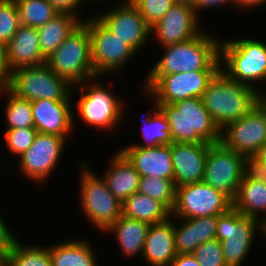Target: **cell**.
Returning a JSON list of instances; mask_svg holds the SVG:
<instances>
[{"mask_svg":"<svg viewBox=\"0 0 266 266\" xmlns=\"http://www.w3.org/2000/svg\"><path fill=\"white\" fill-rule=\"evenodd\" d=\"M203 32L188 41L163 47L165 53L148 75L220 71V41Z\"/></svg>","mask_w":266,"mask_h":266,"instance_id":"cell-1","label":"cell"},{"mask_svg":"<svg viewBox=\"0 0 266 266\" xmlns=\"http://www.w3.org/2000/svg\"><path fill=\"white\" fill-rule=\"evenodd\" d=\"M201 100L222 130L230 122L243 118L258 103V91L231 80L220 70L202 93Z\"/></svg>","mask_w":266,"mask_h":266,"instance_id":"cell-2","label":"cell"},{"mask_svg":"<svg viewBox=\"0 0 266 266\" xmlns=\"http://www.w3.org/2000/svg\"><path fill=\"white\" fill-rule=\"evenodd\" d=\"M170 125L173 142L216 144L221 130L204 107L201 98L179 100L173 104H159Z\"/></svg>","mask_w":266,"mask_h":266,"instance_id":"cell-3","label":"cell"},{"mask_svg":"<svg viewBox=\"0 0 266 266\" xmlns=\"http://www.w3.org/2000/svg\"><path fill=\"white\" fill-rule=\"evenodd\" d=\"M220 64L228 78L259 91L253 82L266 81V43L254 39L221 40Z\"/></svg>","mask_w":266,"mask_h":266,"instance_id":"cell-4","label":"cell"},{"mask_svg":"<svg viewBox=\"0 0 266 266\" xmlns=\"http://www.w3.org/2000/svg\"><path fill=\"white\" fill-rule=\"evenodd\" d=\"M46 64L74 87L96 77L87 26L82 23L74 30L46 59Z\"/></svg>","mask_w":266,"mask_h":266,"instance_id":"cell-5","label":"cell"},{"mask_svg":"<svg viewBox=\"0 0 266 266\" xmlns=\"http://www.w3.org/2000/svg\"><path fill=\"white\" fill-rule=\"evenodd\" d=\"M14 94L28 101L39 99L72 100L74 90L46 64L22 67L2 81Z\"/></svg>","mask_w":266,"mask_h":266,"instance_id":"cell-6","label":"cell"},{"mask_svg":"<svg viewBox=\"0 0 266 266\" xmlns=\"http://www.w3.org/2000/svg\"><path fill=\"white\" fill-rule=\"evenodd\" d=\"M80 204L86 218L101 232H105L122 216V202L116 198L102 177L94 174L81 162Z\"/></svg>","mask_w":266,"mask_h":266,"instance_id":"cell-7","label":"cell"},{"mask_svg":"<svg viewBox=\"0 0 266 266\" xmlns=\"http://www.w3.org/2000/svg\"><path fill=\"white\" fill-rule=\"evenodd\" d=\"M257 230L261 233L263 230L259 219L246 217L233 207L225 214L218 215L215 239L221 242L227 266H242Z\"/></svg>","mask_w":266,"mask_h":266,"instance_id":"cell-8","label":"cell"},{"mask_svg":"<svg viewBox=\"0 0 266 266\" xmlns=\"http://www.w3.org/2000/svg\"><path fill=\"white\" fill-rule=\"evenodd\" d=\"M95 80L98 79L96 77L89 79L88 86L87 81L78 84L77 87L82 90V96L76 105L78 114L84 124L110 130L117 127L118 122L120 123L125 104L122 102L123 99L120 100V97L118 98L111 93V90Z\"/></svg>","mask_w":266,"mask_h":266,"instance_id":"cell-9","label":"cell"},{"mask_svg":"<svg viewBox=\"0 0 266 266\" xmlns=\"http://www.w3.org/2000/svg\"><path fill=\"white\" fill-rule=\"evenodd\" d=\"M83 23L89 31L91 61L97 78L108 72L120 71L134 56L136 51L115 36L96 16Z\"/></svg>","mask_w":266,"mask_h":266,"instance_id":"cell-10","label":"cell"},{"mask_svg":"<svg viewBox=\"0 0 266 266\" xmlns=\"http://www.w3.org/2000/svg\"><path fill=\"white\" fill-rule=\"evenodd\" d=\"M219 71H191L167 75H148L145 81L146 93L159 104H173L179 100L201 98L209 82Z\"/></svg>","mask_w":266,"mask_h":266,"instance_id":"cell-11","label":"cell"},{"mask_svg":"<svg viewBox=\"0 0 266 266\" xmlns=\"http://www.w3.org/2000/svg\"><path fill=\"white\" fill-rule=\"evenodd\" d=\"M233 202L223 193L203 181L176 187L171 215L179 218H199L225 214Z\"/></svg>","mask_w":266,"mask_h":266,"instance_id":"cell-12","label":"cell"},{"mask_svg":"<svg viewBox=\"0 0 266 266\" xmlns=\"http://www.w3.org/2000/svg\"><path fill=\"white\" fill-rule=\"evenodd\" d=\"M243 158L221 142L209 146L203 182L235 200L243 178Z\"/></svg>","mask_w":266,"mask_h":266,"instance_id":"cell-13","label":"cell"},{"mask_svg":"<svg viewBox=\"0 0 266 266\" xmlns=\"http://www.w3.org/2000/svg\"><path fill=\"white\" fill-rule=\"evenodd\" d=\"M220 142L242 156L257 155L266 142V112L259 103L243 118L227 124Z\"/></svg>","mask_w":266,"mask_h":266,"instance_id":"cell-14","label":"cell"},{"mask_svg":"<svg viewBox=\"0 0 266 266\" xmlns=\"http://www.w3.org/2000/svg\"><path fill=\"white\" fill-rule=\"evenodd\" d=\"M67 139L38 133L33 144L19 157L20 171L35 182H43L57 166Z\"/></svg>","mask_w":266,"mask_h":266,"instance_id":"cell-15","label":"cell"},{"mask_svg":"<svg viewBox=\"0 0 266 266\" xmlns=\"http://www.w3.org/2000/svg\"><path fill=\"white\" fill-rule=\"evenodd\" d=\"M115 8L95 16L115 36L137 52L149 42L151 27L133 2H123L122 5Z\"/></svg>","mask_w":266,"mask_h":266,"instance_id":"cell-16","label":"cell"},{"mask_svg":"<svg viewBox=\"0 0 266 266\" xmlns=\"http://www.w3.org/2000/svg\"><path fill=\"white\" fill-rule=\"evenodd\" d=\"M199 16L193 6L175 3L165 15L151 27L162 47L188 41L199 35Z\"/></svg>","mask_w":266,"mask_h":266,"instance_id":"cell-17","label":"cell"},{"mask_svg":"<svg viewBox=\"0 0 266 266\" xmlns=\"http://www.w3.org/2000/svg\"><path fill=\"white\" fill-rule=\"evenodd\" d=\"M71 102L50 99L31 101L34 128L38 133L68 138L74 126Z\"/></svg>","mask_w":266,"mask_h":266,"instance_id":"cell-18","label":"cell"},{"mask_svg":"<svg viewBox=\"0 0 266 266\" xmlns=\"http://www.w3.org/2000/svg\"><path fill=\"white\" fill-rule=\"evenodd\" d=\"M210 145L209 143L179 142L171 144L174 184L176 187L203 180Z\"/></svg>","mask_w":266,"mask_h":266,"instance_id":"cell-19","label":"cell"},{"mask_svg":"<svg viewBox=\"0 0 266 266\" xmlns=\"http://www.w3.org/2000/svg\"><path fill=\"white\" fill-rule=\"evenodd\" d=\"M44 63L37 29L20 25L6 45V77L16 69Z\"/></svg>","mask_w":266,"mask_h":266,"instance_id":"cell-20","label":"cell"},{"mask_svg":"<svg viewBox=\"0 0 266 266\" xmlns=\"http://www.w3.org/2000/svg\"><path fill=\"white\" fill-rule=\"evenodd\" d=\"M135 167L140 177H159L174 180L171 145L151 148L127 146L119 150Z\"/></svg>","mask_w":266,"mask_h":266,"instance_id":"cell-21","label":"cell"},{"mask_svg":"<svg viewBox=\"0 0 266 266\" xmlns=\"http://www.w3.org/2000/svg\"><path fill=\"white\" fill-rule=\"evenodd\" d=\"M171 218L161 223L150 224L148 228L141 255L149 265L170 266L178 255Z\"/></svg>","mask_w":266,"mask_h":266,"instance_id":"cell-22","label":"cell"},{"mask_svg":"<svg viewBox=\"0 0 266 266\" xmlns=\"http://www.w3.org/2000/svg\"><path fill=\"white\" fill-rule=\"evenodd\" d=\"M217 220L218 216L181 218L182 224H174L177 253L192 254L201 244L214 240Z\"/></svg>","mask_w":266,"mask_h":266,"instance_id":"cell-23","label":"cell"},{"mask_svg":"<svg viewBox=\"0 0 266 266\" xmlns=\"http://www.w3.org/2000/svg\"><path fill=\"white\" fill-rule=\"evenodd\" d=\"M109 169L102 179L121 202L138 192L140 175L128 159L118 151L110 158Z\"/></svg>","mask_w":266,"mask_h":266,"instance_id":"cell-24","label":"cell"},{"mask_svg":"<svg viewBox=\"0 0 266 266\" xmlns=\"http://www.w3.org/2000/svg\"><path fill=\"white\" fill-rule=\"evenodd\" d=\"M84 20L79 16L59 13L45 25L37 28L39 45L45 59L51 56L57 47L76 30Z\"/></svg>","mask_w":266,"mask_h":266,"instance_id":"cell-25","label":"cell"},{"mask_svg":"<svg viewBox=\"0 0 266 266\" xmlns=\"http://www.w3.org/2000/svg\"><path fill=\"white\" fill-rule=\"evenodd\" d=\"M122 215L148 224L161 223L172 216L164 203L139 192L122 202Z\"/></svg>","mask_w":266,"mask_h":266,"instance_id":"cell-26","label":"cell"},{"mask_svg":"<svg viewBox=\"0 0 266 266\" xmlns=\"http://www.w3.org/2000/svg\"><path fill=\"white\" fill-rule=\"evenodd\" d=\"M150 224L122 215L105 232H113L123 254L128 258L143 252ZM141 252V253H140Z\"/></svg>","mask_w":266,"mask_h":266,"instance_id":"cell-27","label":"cell"},{"mask_svg":"<svg viewBox=\"0 0 266 266\" xmlns=\"http://www.w3.org/2000/svg\"><path fill=\"white\" fill-rule=\"evenodd\" d=\"M93 248L86 240H69L49 247L52 266H98Z\"/></svg>","mask_w":266,"mask_h":266,"instance_id":"cell-28","label":"cell"},{"mask_svg":"<svg viewBox=\"0 0 266 266\" xmlns=\"http://www.w3.org/2000/svg\"><path fill=\"white\" fill-rule=\"evenodd\" d=\"M233 208L246 217L259 218L262 223L266 221V183L242 178ZM262 212L263 220L258 217Z\"/></svg>","mask_w":266,"mask_h":266,"instance_id":"cell-29","label":"cell"},{"mask_svg":"<svg viewBox=\"0 0 266 266\" xmlns=\"http://www.w3.org/2000/svg\"><path fill=\"white\" fill-rule=\"evenodd\" d=\"M156 101L153 103L155 105V109L151 110L147 113L146 120H142V136L144 138V141L146 144H132L130 146L135 147H144V148H151V147H157L159 145H171L173 143L171 134H170V125L163 114V112L159 109V103ZM153 111V112H152Z\"/></svg>","mask_w":266,"mask_h":266,"instance_id":"cell-30","label":"cell"},{"mask_svg":"<svg viewBox=\"0 0 266 266\" xmlns=\"http://www.w3.org/2000/svg\"><path fill=\"white\" fill-rule=\"evenodd\" d=\"M7 94L5 108L6 130L16 128H34L31 101L18 97L3 82H0V92Z\"/></svg>","mask_w":266,"mask_h":266,"instance_id":"cell-31","label":"cell"},{"mask_svg":"<svg viewBox=\"0 0 266 266\" xmlns=\"http://www.w3.org/2000/svg\"><path fill=\"white\" fill-rule=\"evenodd\" d=\"M20 24L39 28L54 18L59 12L47 0H15Z\"/></svg>","mask_w":266,"mask_h":266,"instance_id":"cell-32","label":"cell"},{"mask_svg":"<svg viewBox=\"0 0 266 266\" xmlns=\"http://www.w3.org/2000/svg\"><path fill=\"white\" fill-rule=\"evenodd\" d=\"M17 240L6 258V266H52L48 248L24 245Z\"/></svg>","mask_w":266,"mask_h":266,"instance_id":"cell-33","label":"cell"},{"mask_svg":"<svg viewBox=\"0 0 266 266\" xmlns=\"http://www.w3.org/2000/svg\"><path fill=\"white\" fill-rule=\"evenodd\" d=\"M138 192L157 199L170 210L175 204L176 186L174 180L159 177H140Z\"/></svg>","mask_w":266,"mask_h":266,"instance_id":"cell-34","label":"cell"},{"mask_svg":"<svg viewBox=\"0 0 266 266\" xmlns=\"http://www.w3.org/2000/svg\"><path fill=\"white\" fill-rule=\"evenodd\" d=\"M15 0H0V40L7 45L20 26Z\"/></svg>","mask_w":266,"mask_h":266,"instance_id":"cell-35","label":"cell"},{"mask_svg":"<svg viewBox=\"0 0 266 266\" xmlns=\"http://www.w3.org/2000/svg\"><path fill=\"white\" fill-rule=\"evenodd\" d=\"M38 131L35 128H16L6 130L4 138L7 148L14 155H21L33 144Z\"/></svg>","mask_w":266,"mask_h":266,"instance_id":"cell-36","label":"cell"},{"mask_svg":"<svg viewBox=\"0 0 266 266\" xmlns=\"http://www.w3.org/2000/svg\"><path fill=\"white\" fill-rule=\"evenodd\" d=\"M133 3L150 27L154 26L175 4L173 0H135Z\"/></svg>","mask_w":266,"mask_h":266,"instance_id":"cell-37","label":"cell"},{"mask_svg":"<svg viewBox=\"0 0 266 266\" xmlns=\"http://www.w3.org/2000/svg\"><path fill=\"white\" fill-rule=\"evenodd\" d=\"M192 254L200 266H227L221 242L216 239L201 244Z\"/></svg>","mask_w":266,"mask_h":266,"instance_id":"cell-38","label":"cell"},{"mask_svg":"<svg viewBox=\"0 0 266 266\" xmlns=\"http://www.w3.org/2000/svg\"><path fill=\"white\" fill-rule=\"evenodd\" d=\"M243 179L266 183V163L260 160L257 155L244 156Z\"/></svg>","mask_w":266,"mask_h":266,"instance_id":"cell-39","label":"cell"},{"mask_svg":"<svg viewBox=\"0 0 266 266\" xmlns=\"http://www.w3.org/2000/svg\"><path fill=\"white\" fill-rule=\"evenodd\" d=\"M11 232L0 215V254L6 257L11 252L14 242L17 240V237L12 235L13 233Z\"/></svg>","mask_w":266,"mask_h":266,"instance_id":"cell-40","label":"cell"},{"mask_svg":"<svg viewBox=\"0 0 266 266\" xmlns=\"http://www.w3.org/2000/svg\"><path fill=\"white\" fill-rule=\"evenodd\" d=\"M59 13H67L77 16L76 8L86 0H47ZM78 6V7H77ZM75 10V11H74Z\"/></svg>","mask_w":266,"mask_h":266,"instance_id":"cell-41","label":"cell"},{"mask_svg":"<svg viewBox=\"0 0 266 266\" xmlns=\"http://www.w3.org/2000/svg\"><path fill=\"white\" fill-rule=\"evenodd\" d=\"M222 4H234L235 6V0H194L193 1V7L195 8V11L197 14L202 9H207L211 7H219Z\"/></svg>","mask_w":266,"mask_h":266,"instance_id":"cell-42","label":"cell"},{"mask_svg":"<svg viewBox=\"0 0 266 266\" xmlns=\"http://www.w3.org/2000/svg\"><path fill=\"white\" fill-rule=\"evenodd\" d=\"M170 266H200L193 254H178Z\"/></svg>","mask_w":266,"mask_h":266,"instance_id":"cell-43","label":"cell"},{"mask_svg":"<svg viewBox=\"0 0 266 266\" xmlns=\"http://www.w3.org/2000/svg\"><path fill=\"white\" fill-rule=\"evenodd\" d=\"M6 78V45L0 40V81Z\"/></svg>","mask_w":266,"mask_h":266,"instance_id":"cell-44","label":"cell"},{"mask_svg":"<svg viewBox=\"0 0 266 266\" xmlns=\"http://www.w3.org/2000/svg\"><path fill=\"white\" fill-rule=\"evenodd\" d=\"M266 3V0H235V6L237 8H241L242 10L245 9H252L255 6H261ZM245 8V9H244Z\"/></svg>","mask_w":266,"mask_h":266,"instance_id":"cell-45","label":"cell"},{"mask_svg":"<svg viewBox=\"0 0 266 266\" xmlns=\"http://www.w3.org/2000/svg\"><path fill=\"white\" fill-rule=\"evenodd\" d=\"M258 103L266 112V93L258 92Z\"/></svg>","mask_w":266,"mask_h":266,"instance_id":"cell-46","label":"cell"},{"mask_svg":"<svg viewBox=\"0 0 266 266\" xmlns=\"http://www.w3.org/2000/svg\"><path fill=\"white\" fill-rule=\"evenodd\" d=\"M257 157L266 163V142L263 144L262 148L259 150Z\"/></svg>","mask_w":266,"mask_h":266,"instance_id":"cell-47","label":"cell"},{"mask_svg":"<svg viewBox=\"0 0 266 266\" xmlns=\"http://www.w3.org/2000/svg\"><path fill=\"white\" fill-rule=\"evenodd\" d=\"M173 1L174 3L187 4V5L193 6L194 0H173Z\"/></svg>","mask_w":266,"mask_h":266,"instance_id":"cell-48","label":"cell"},{"mask_svg":"<svg viewBox=\"0 0 266 266\" xmlns=\"http://www.w3.org/2000/svg\"><path fill=\"white\" fill-rule=\"evenodd\" d=\"M6 256L0 254V266H6Z\"/></svg>","mask_w":266,"mask_h":266,"instance_id":"cell-49","label":"cell"},{"mask_svg":"<svg viewBox=\"0 0 266 266\" xmlns=\"http://www.w3.org/2000/svg\"><path fill=\"white\" fill-rule=\"evenodd\" d=\"M262 234H264L265 238H266V221L263 222V230H262Z\"/></svg>","mask_w":266,"mask_h":266,"instance_id":"cell-50","label":"cell"},{"mask_svg":"<svg viewBox=\"0 0 266 266\" xmlns=\"http://www.w3.org/2000/svg\"><path fill=\"white\" fill-rule=\"evenodd\" d=\"M135 0H126L125 2H134Z\"/></svg>","mask_w":266,"mask_h":266,"instance_id":"cell-51","label":"cell"}]
</instances>
